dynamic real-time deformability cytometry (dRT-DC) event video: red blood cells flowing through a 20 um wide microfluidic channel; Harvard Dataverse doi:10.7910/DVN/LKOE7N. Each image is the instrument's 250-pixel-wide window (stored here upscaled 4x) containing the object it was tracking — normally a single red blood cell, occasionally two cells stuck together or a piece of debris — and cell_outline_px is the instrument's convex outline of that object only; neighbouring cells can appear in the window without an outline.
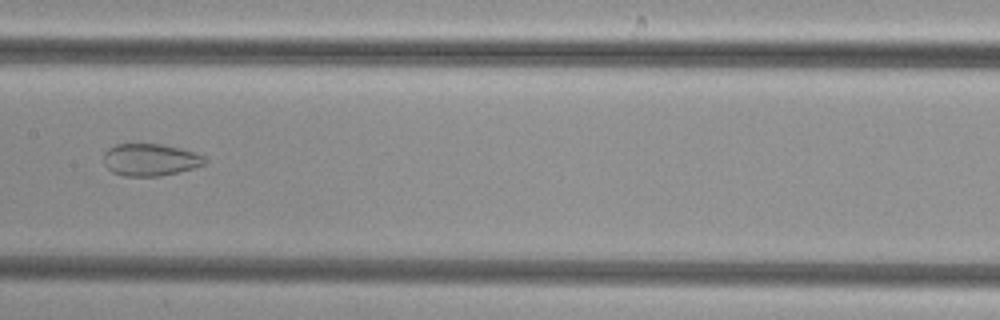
{"species": "common noctule bat (a hibernating species)", "species_latin": "Nyctalus noctula", "temperature_condition": "cold", "stored_images_in_passage": 34, "camera_frame_rate_fps": 3000, "um_per_image_px": 0.085, "animal": {"sex": "female", "body_mass_g": 29.2, "forearm_length_mm": 56.3}, "frame": {"image": 1, "passage_image": 13, "time_ms": 4.0, "image_size_px": [1000, 320], "cell_outline_px": [[208, 160], [204, 164], [180, 172], [160, 176], [124, 176], [112, 172], [104, 164], [104, 152], [108, 148], [116, 144], [160, 144], [180, 148], [204, 156]], "centroid_in_image_um": [12.76, 13.58], "position_along_channel_um": 194.6, "area_um2": 18.96}}
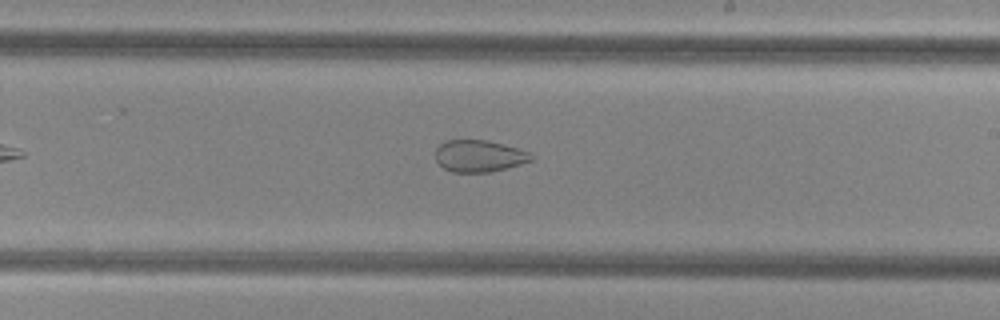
{"frame": {"image": 2, "passage_image": 17, "time_ms": 5.333, "image_size_px": [1000, 320], "cell_outline_px": [[536, 156], [532, 160], [520, 164], [488, 172], [452, 172], [444, 168], [436, 160], [436, 148], [444, 140], [488, 140], [504, 144], [532, 152]], "centroid_in_image_um": [40.75, 13.24], "position_along_channel_um": 248.2, "area_um2": 17.86}}
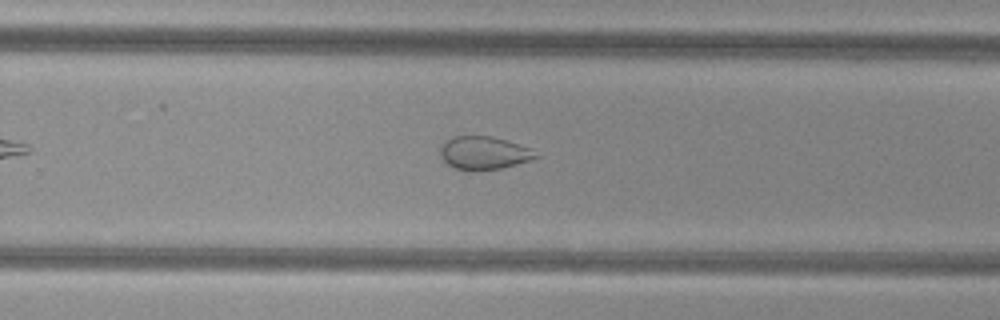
{"frame": {"image": 3, "passage_image": 20, "time_ms": 6.333, "image_size_px": [1000, 320], "cell_outline_px": [[540, 156], [516, 164], [500, 168], [476, 172], [472, 172], [456, 168], [448, 164], [440, 156], [440, 144], [452, 136], [492, 136], [532, 148]], "centroid_in_image_um": [41.1, 13.0], "position_along_channel_um": 288.7, "area_um2": 18.61}}